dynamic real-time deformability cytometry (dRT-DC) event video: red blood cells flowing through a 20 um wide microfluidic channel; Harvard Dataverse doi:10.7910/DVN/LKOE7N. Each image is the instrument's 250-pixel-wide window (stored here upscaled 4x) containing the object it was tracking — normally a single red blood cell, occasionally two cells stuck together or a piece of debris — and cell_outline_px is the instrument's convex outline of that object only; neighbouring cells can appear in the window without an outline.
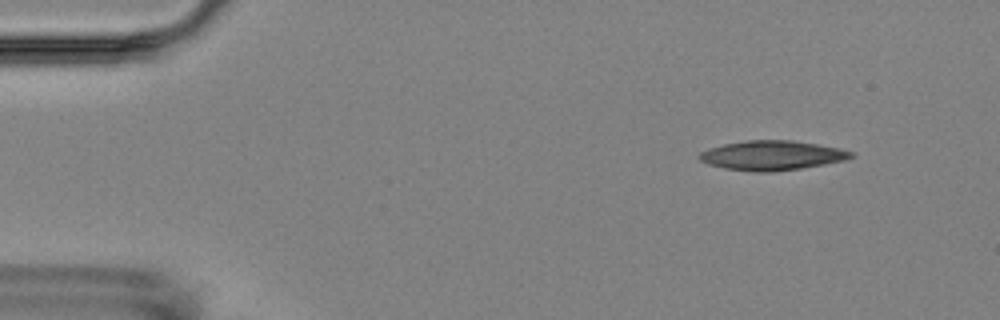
{"species": "Egyptian fruit bat (a non-hibernating species)", "species_latin": "Rousettus aegyptiacus", "temperature_condition": "room temperature", "stored_images_in_passage": 5, "camera_frame_rate_fps": 3000, "um_per_image_px": 0.085, "animal": {"sex": "female"}, "frame": {"image": 1, "passage_image": 1, "time_ms": 0.0, "image_size_px": [1000, 320], "cell_outline_px": [[856, 156], [844, 160], [824, 164], [800, 168], [768, 172], [752, 172], [724, 168], [708, 164], [700, 160], [696, 156], [700, 152], [708, 148], [724, 144], [744, 140], [792, 140], [840, 148], [852, 152]], "centroid_in_image_um": [65.58, 13.2], "position_along_channel_um": 19.4, "area_um2": 26.13}}